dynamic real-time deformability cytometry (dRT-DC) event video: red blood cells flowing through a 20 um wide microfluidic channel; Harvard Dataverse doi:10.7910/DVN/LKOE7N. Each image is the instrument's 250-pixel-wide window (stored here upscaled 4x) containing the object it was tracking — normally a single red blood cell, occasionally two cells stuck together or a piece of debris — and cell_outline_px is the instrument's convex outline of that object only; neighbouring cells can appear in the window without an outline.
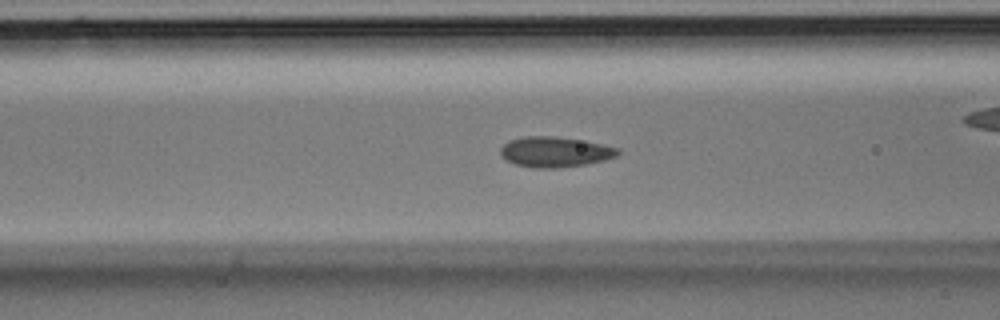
{"species": "Egyptian fruit bat (a non-hibernating species)", "species_latin": "Rousettus aegyptiacus", "temperature_condition": "room temperature", "stored_images_in_passage": 33, "camera_frame_rate_fps": 3000, "um_per_image_px": 0.085, "animal": {"sex": "male"}, "frame": {"image": 1, "passage_image": 10, "time_ms": 3.0, "image_size_px": [1000, 320], "cell_outline_px": [[620, 152], [616, 156], [604, 160], [588, 164], [556, 168], [536, 168], [516, 164], [500, 156], [500, 148], [508, 140], [524, 136], [552, 136], [604, 144], [620, 148]], "centroid_in_image_um": [47.17, 12.91], "position_along_channel_um": 119.4, "area_um2": 20.75}}
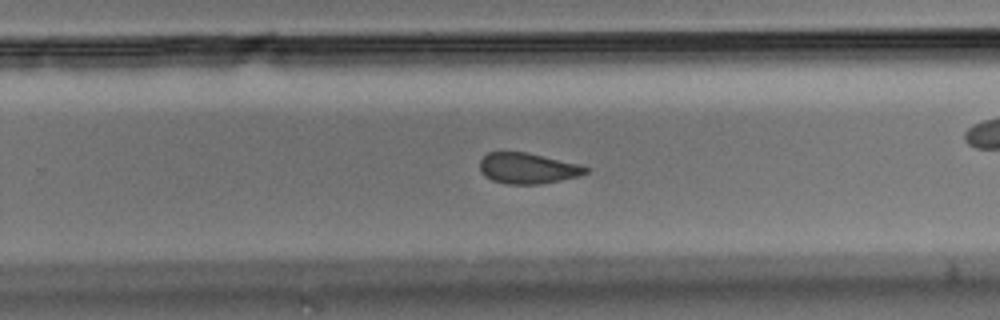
{"frame": {"image": 2, "passage_image": 19, "time_ms": 6.0, "image_size_px": [1000, 320], "cell_outline_px": [[588, 172], [580, 176], [540, 184], [508, 184], [492, 180], [484, 176], [480, 172], [480, 160], [488, 152], [524, 152], [576, 164], [588, 168]], "centroid_in_image_um": [44.8, 14.32], "position_along_channel_um": 285.0, "area_um2": 18.67}}